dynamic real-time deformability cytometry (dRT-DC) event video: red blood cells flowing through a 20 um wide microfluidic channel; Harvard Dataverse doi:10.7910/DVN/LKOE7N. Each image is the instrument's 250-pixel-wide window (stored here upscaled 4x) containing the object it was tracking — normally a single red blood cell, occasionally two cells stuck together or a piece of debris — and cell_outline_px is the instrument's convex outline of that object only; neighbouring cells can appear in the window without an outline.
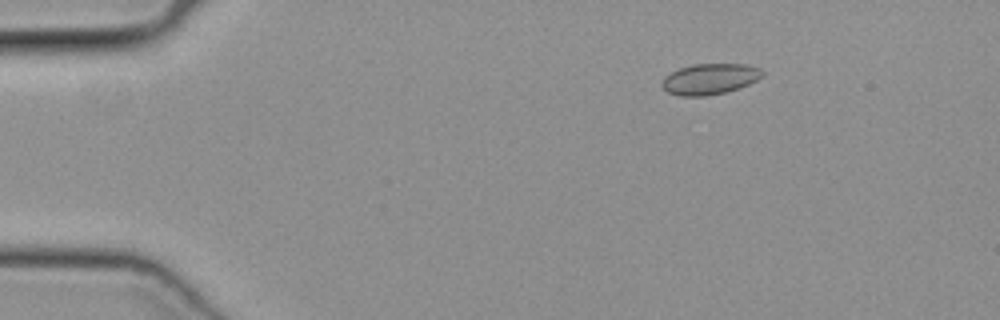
{"species": "common noctule bat (a hibernating species)", "species_latin": "Nyctalus noctula", "temperature_condition": "cold", "stored_images_in_passage": 14, "camera_frame_rate_fps": 3000, "um_per_image_px": 0.085, "animal": {"sex": "female", "body_mass_g": 19.3, "forearm_length_mm": 54.1}, "frame": {"image": 1, "passage_image": 7, "time_ms": 2.0, "image_size_px": [1000, 320], "cell_outline_px": [[764, 72], [756, 80], [748, 84], [724, 92], [704, 96], [680, 96], [668, 92], [660, 84], [664, 76], [680, 68], [692, 64], [744, 64], [760, 68]], "centroid_in_image_um": [60.29, 6.71], "position_along_channel_um": 24.7, "area_um2": 17.8}}